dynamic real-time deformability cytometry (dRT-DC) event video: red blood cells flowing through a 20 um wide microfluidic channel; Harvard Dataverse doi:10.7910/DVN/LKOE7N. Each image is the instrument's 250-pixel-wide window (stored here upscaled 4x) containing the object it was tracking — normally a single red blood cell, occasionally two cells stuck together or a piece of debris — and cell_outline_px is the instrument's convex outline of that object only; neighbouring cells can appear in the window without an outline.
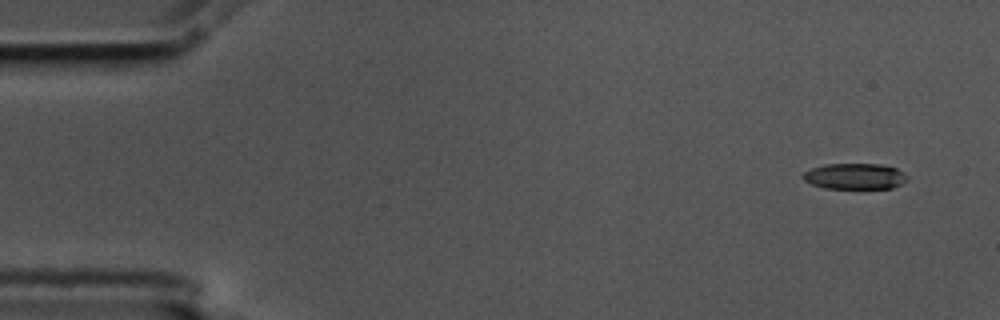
{"species": "common noctule bat (a hibernating species)", "species_latin": "Nyctalus noctula", "temperature_condition": "cold", "stored_images_in_passage": 54, "camera_frame_rate_fps": 3000, "um_per_image_px": 0.085, "animal": {"sex": "male", "body_mass_g": 17.5, "forearm_length_mm": 52.3}, "frame": {"image": 1, "passage_image": 1, "time_ms": 0.0, "image_size_px": [1000, 320], "cell_outline_px": [[908, 180], [892, 188], [824, 188], [812, 184], [804, 180], [800, 176], [804, 172], [812, 168], [824, 164], [880, 164], [896, 168], [908, 176]], "centroid_in_image_um": [72.65, 14.98], "position_along_channel_um": 12.4, "area_um2": 15.72}}
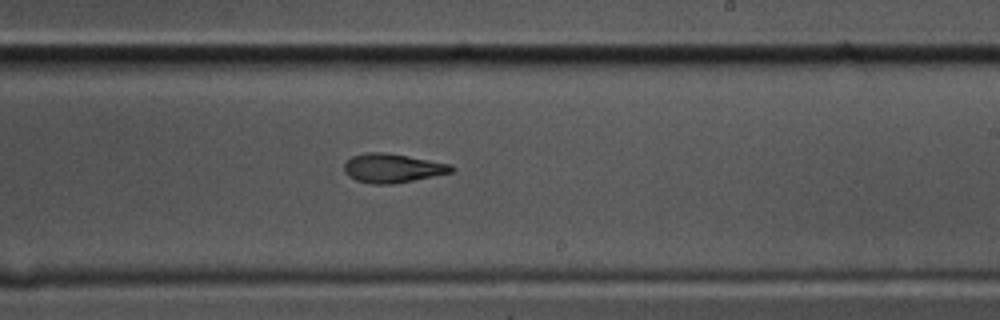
{"frame": {"image": 2, "passage_image": 31, "time_ms": 10.0, "image_size_px": [1000, 320], "cell_outline_px": [[456, 168], [452, 172], [392, 184], [372, 184], [356, 180], [348, 176], [344, 172], [344, 164], [352, 156], [368, 152], [384, 152], [408, 156], [452, 164]], "centroid_in_image_um": [33.35, 14.29], "position_along_channel_um": 255.6, "area_um2": 18.03}}
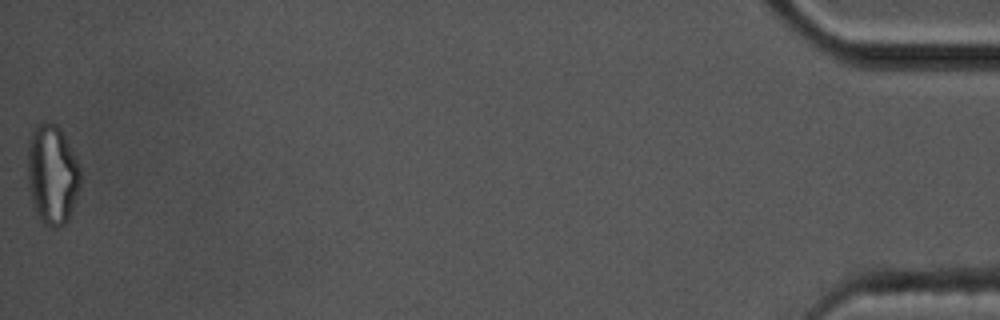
{"frame": {"image": 3, "passage_image": 54, "time_ms": 17.667, "image_size_px": [1000, 320], "cell_outline_px": [[80, 188], [76, 200], [68, 220], [64, 224], [56, 228], [48, 228], [40, 220], [32, 204], [28, 188], [28, 140], [32, 128], [36, 124], [56, 124], [64, 132], [72, 148], [80, 168]], "centroid_in_image_um": [4.44, 14.85], "position_along_channel_um": 430.8, "area_um2": 31.21}, "authors_computed_cell_mechanics": {"area_um2": 18.207, "velocity_mm_per_s": 3.5775, "shape_relaxation_time_tau1_ms": 5.9134, "shape_relaxation_time_tau2_ms": 6.1716, "deformation_change_tau1": 0.1896, "deformation_change_tau2": 0.1514}}